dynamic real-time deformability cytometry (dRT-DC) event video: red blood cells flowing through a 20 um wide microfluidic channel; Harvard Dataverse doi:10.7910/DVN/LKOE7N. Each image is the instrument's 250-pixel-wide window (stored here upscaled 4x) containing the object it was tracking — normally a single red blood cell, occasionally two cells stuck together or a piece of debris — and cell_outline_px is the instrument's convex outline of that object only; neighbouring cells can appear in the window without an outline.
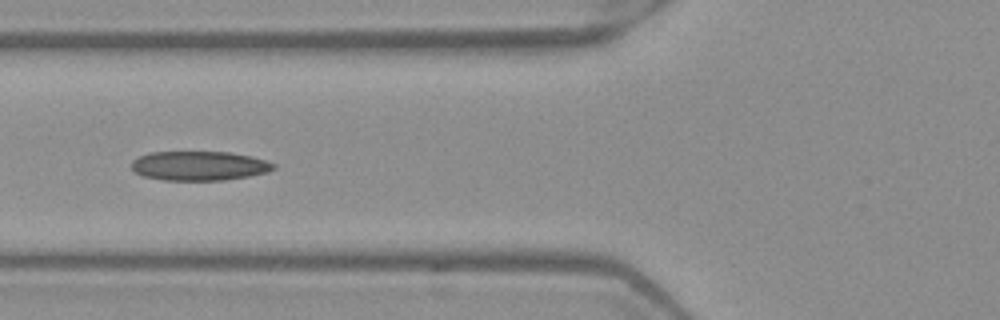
{"species": "Egyptian fruit bat (a non-hibernating species)", "species_latin": "Rousettus aegyptiacus", "temperature_condition": "warm", "stored_images_in_passage": 17, "camera_frame_rate_fps": 3000, "um_per_image_px": 0.085, "frame": {"image": 1, "passage_image": 12, "time_ms": 3.667, "image_size_px": [1000, 320], "cell_outline_px": [[276, 168], [268, 172], [248, 176], [224, 180], [164, 180], [144, 176], [136, 172], [132, 168], [132, 160], [148, 152], [228, 152], [252, 156], [276, 164]], "centroid_in_image_um": [16.95, 14.09], "position_along_channel_um": 108.8, "area_um2": 24.22}}
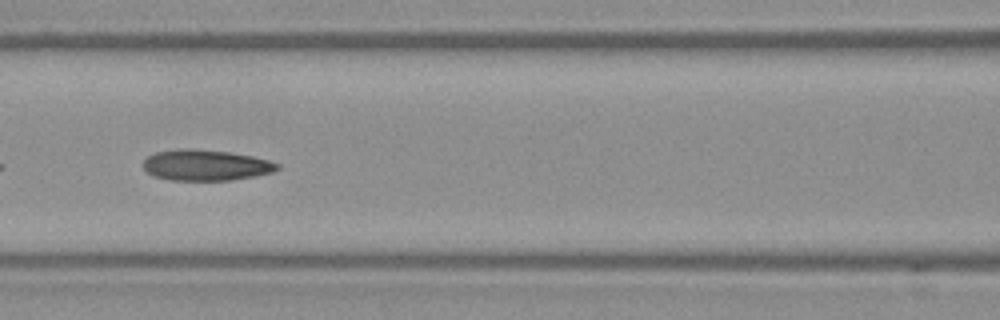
{"frame": {"image": 2, "passage_image": 15, "time_ms": 4.667, "image_size_px": [1000, 320], "cell_outline_px": [[280, 168], [272, 172], [256, 176], [232, 180], [168, 180], [152, 176], [144, 168], [144, 160], [148, 156], [156, 152], [188, 148], [228, 152], [252, 156], [268, 160], [280, 164]], "centroid_in_image_um": [17.5, 14.05], "position_along_channel_um": 149.1, "area_um2": 24.04}}